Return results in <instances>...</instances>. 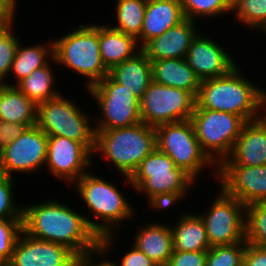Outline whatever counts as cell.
<instances>
[{
  "mask_svg": "<svg viewBox=\"0 0 266 266\" xmlns=\"http://www.w3.org/2000/svg\"><path fill=\"white\" fill-rule=\"evenodd\" d=\"M65 204L50 199L22 205L23 231L33 238L64 245L78 257L97 251L100 237L89 226L90 216Z\"/></svg>",
  "mask_w": 266,
  "mask_h": 266,
  "instance_id": "6da1fadb",
  "label": "cell"
},
{
  "mask_svg": "<svg viewBox=\"0 0 266 266\" xmlns=\"http://www.w3.org/2000/svg\"><path fill=\"white\" fill-rule=\"evenodd\" d=\"M238 65L223 76L201 81L195 109L239 115L246 122L266 113V91L245 77Z\"/></svg>",
  "mask_w": 266,
  "mask_h": 266,
  "instance_id": "7a4b0ae2",
  "label": "cell"
},
{
  "mask_svg": "<svg viewBox=\"0 0 266 266\" xmlns=\"http://www.w3.org/2000/svg\"><path fill=\"white\" fill-rule=\"evenodd\" d=\"M122 178L127 180L133 191L144 194L150 206L148 208L156 211L170 209L180 203L189 194L191 185L195 186L197 182L157 148L141 161L130 178Z\"/></svg>",
  "mask_w": 266,
  "mask_h": 266,
  "instance_id": "3957f363",
  "label": "cell"
},
{
  "mask_svg": "<svg viewBox=\"0 0 266 266\" xmlns=\"http://www.w3.org/2000/svg\"><path fill=\"white\" fill-rule=\"evenodd\" d=\"M114 184L88 171L73 186L81 197L80 200L85 202L89 213L92 212L90 216H94L95 220L90 218L89 226L100 238L118 233L120 223L135 217L136 209Z\"/></svg>",
  "mask_w": 266,
  "mask_h": 266,
  "instance_id": "277c9868",
  "label": "cell"
},
{
  "mask_svg": "<svg viewBox=\"0 0 266 266\" xmlns=\"http://www.w3.org/2000/svg\"><path fill=\"white\" fill-rule=\"evenodd\" d=\"M94 154L114 165L117 172L131 177L141 161L156 148L155 128L140 122L139 124L95 131Z\"/></svg>",
  "mask_w": 266,
  "mask_h": 266,
  "instance_id": "5b68a950",
  "label": "cell"
},
{
  "mask_svg": "<svg viewBox=\"0 0 266 266\" xmlns=\"http://www.w3.org/2000/svg\"><path fill=\"white\" fill-rule=\"evenodd\" d=\"M53 64L69 68L82 77L86 89L108 75L104 66L99 46V24H81L68 34L53 39Z\"/></svg>",
  "mask_w": 266,
  "mask_h": 266,
  "instance_id": "8992f818",
  "label": "cell"
},
{
  "mask_svg": "<svg viewBox=\"0 0 266 266\" xmlns=\"http://www.w3.org/2000/svg\"><path fill=\"white\" fill-rule=\"evenodd\" d=\"M63 94L37 104L36 125L48 136H63L82 143L92 154L95 149V128L91 116L73 99Z\"/></svg>",
  "mask_w": 266,
  "mask_h": 266,
  "instance_id": "52a82bcc",
  "label": "cell"
},
{
  "mask_svg": "<svg viewBox=\"0 0 266 266\" xmlns=\"http://www.w3.org/2000/svg\"><path fill=\"white\" fill-rule=\"evenodd\" d=\"M202 151L218 167L234 148L246 121L227 112L195 109L190 118Z\"/></svg>",
  "mask_w": 266,
  "mask_h": 266,
  "instance_id": "ba28073f",
  "label": "cell"
},
{
  "mask_svg": "<svg viewBox=\"0 0 266 266\" xmlns=\"http://www.w3.org/2000/svg\"><path fill=\"white\" fill-rule=\"evenodd\" d=\"M155 133L156 148L168 155L176 167L198 181L203 169L214 166L212 173L217 179V166L202 151L190 119L157 126Z\"/></svg>",
  "mask_w": 266,
  "mask_h": 266,
  "instance_id": "9c48e42d",
  "label": "cell"
},
{
  "mask_svg": "<svg viewBox=\"0 0 266 266\" xmlns=\"http://www.w3.org/2000/svg\"><path fill=\"white\" fill-rule=\"evenodd\" d=\"M86 91L97 102L96 105L103 114L97 120L94 118L97 121L93 125L95 131L130 127L141 122L140 100L109 75Z\"/></svg>",
  "mask_w": 266,
  "mask_h": 266,
  "instance_id": "30bf717a",
  "label": "cell"
},
{
  "mask_svg": "<svg viewBox=\"0 0 266 266\" xmlns=\"http://www.w3.org/2000/svg\"><path fill=\"white\" fill-rule=\"evenodd\" d=\"M196 107V96L182 89L154 81L140 100L141 122L151 127L189 120Z\"/></svg>",
  "mask_w": 266,
  "mask_h": 266,
  "instance_id": "8fae6325",
  "label": "cell"
},
{
  "mask_svg": "<svg viewBox=\"0 0 266 266\" xmlns=\"http://www.w3.org/2000/svg\"><path fill=\"white\" fill-rule=\"evenodd\" d=\"M217 194L211 206L208 207L210 210L199 214L204 221L210 246L246 243V206L235 197L228 195L222 188Z\"/></svg>",
  "mask_w": 266,
  "mask_h": 266,
  "instance_id": "7c38bea8",
  "label": "cell"
},
{
  "mask_svg": "<svg viewBox=\"0 0 266 266\" xmlns=\"http://www.w3.org/2000/svg\"><path fill=\"white\" fill-rule=\"evenodd\" d=\"M47 146L48 135L37 125L28 127L0 150V174L14 177L15 173L31 174L42 170L46 163Z\"/></svg>",
  "mask_w": 266,
  "mask_h": 266,
  "instance_id": "4fadbf2b",
  "label": "cell"
},
{
  "mask_svg": "<svg viewBox=\"0 0 266 266\" xmlns=\"http://www.w3.org/2000/svg\"><path fill=\"white\" fill-rule=\"evenodd\" d=\"M93 154L80 142L63 136H48L45 169L71 186L95 163Z\"/></svg>",
  "mask_w": 266,
  "mask_h": 266,
  "instance_id": "5bb4252c",
  "label": "cell"
},
{
  "mask_svg": "<svg viewBox=\"0 0 266 266\" xmlns=\"http://www.w3.org/2000/svg\"><path fill=\"white\" fill-rule=\"evenodd\" d=\"M217 180L220 188L245 206L266 202V165H219Z\"/></svg>",
  "mask_w": 266,
  "mask_h": 266,
  "instance_id": "9a60e30c",
  "label": "cell"
},
{
  "mask_svg": "<svg viewBox=\"0 0 266 266\" xmlns=\"http://www.w3.org/2000/svg\"><path fill=\"white\" fill-rule=\"evenodd\" d=\"M78 258L64 245L39 240L22 231L5 266H78Z\"/></svg>",
  "mask_w": 266,
  "mask_h": 266,
  "instance_id": "2e32d148",
  "label": "cell"
},
{
  "mask_svg": "<svg viewBox=\"0 0 266 266\" xmlns=\"http://www.w3.org/2000/svg\"><path fill=\"white\" fill-rule=\"evenodd\" d=\"M217 42L200 32L188 49L185 59L201 81L223 76L237 65L232 54Z\"/></svg>",
  "mask_w": 266,
  "mask_h": 266,
  "instance_id": "e0dca14e",
  "label": "cell"
},
{
  "mask_svg": "<svg viewBox=\"0 0 266 266\" xmlns=\"http://www.w3.org/2000/svg\"><path fill=\"white\" fill-rule=\"evenodd\" d=\"M220 165H266V113L244 124L231 155Z\"/></svg>",
  "mask_w": 266,
  "mask_h": 266,
  "instance_id": "ac0fdd59",
  "label": "cell"
},
{
  "mask_svg": "<svg viewBox=\"0 0 266 266\" xmlns=\"http://www.w3.org/2000/svg\"><path fill=\"white\" fill-rule=\"evenodd\" d=\"M196 26V22L185 19L160 36L148 41L142 47V51L150 61L186 58L193 39L200 32Z\"/></svg>",
  "mask_w": 266,
  "mask_h": 266,
  "instance_id": "d6986e66",
  "label": "cell"
},
{
  "mask_svg": "<svg viewBox=\"0 0 266 266\" xmlns=\"http://www.w3.org/2000/svg\"><path fill=\"white\" fill-rule=\"evenodd\" d=\"M183 20L185 16L180 0H147L143 28L139 35L140 47Z\"/></svg>",
  "mask_w": 266,
  "mask_h": 266,
  "instance_id": "ffe728a7",
  "label": "cell"
},
{
  "mask_svg": "<svg viewBox=\"0 0 266 266\" xmlns=\"http://www.w3.org/2000/svg\"><path fill=\"white\" fill-rule=\"evenodd\" d=\"M138 226L133 245L142 251L157 266H166L173 252L171 225L158 221Z\"/></svg>",
  "mask_w": 266,
  "mask_h": 266,
  "instance_id": "44dd1931",
  "label": "cell"
},
{
  "mask_svg": "<svg viewBox=\"0 0 266 266\" xmlns=\"http://www.w3.org/2000/svg\"><path fill=\"white\" fill-rule=\"evenodd\" d=\"M108 75L129 89L139 100L153 81L151 61L142 50L132 58L112 67Z\"/></svg>",
  "mask_w": 266,
  "mask_h": 266,
  "instance_id": "7402d4cb",
  "label": "cell"
},
{
  "mask_svg": "<svg viewBox=\"0 0 266 266\" xmlns=\"http://www.w3.org/2000/svg\"><path fill=\"white\" fill-rule=\"evenodd\" d=\"M151 64L154 82L190 91L197 96L201 80L185 58L151 61Z\"/></svg>",
  "mask_w": 266,
  "mask_h": 266,
  "instance_id": "603a6c76",
  "label": "cell"
},
{
  "mask_svg": "<svg viewBox=\"0 0 266 266\" xmlns=\"http://www.w3.org/2000/svg\"><path fill=\"white\" fill-rule=\"evenodd\" d=\"M109 24H99V46L104 66L110 70L115 65L132 58L142 50L138 40L112 29Z\"/></svg>",
  "mask_w": 266,
  "mask_h": 266,
  "instance_id": "cb8c5ba5",
  "label": "cell"
},
{
  "mask_svg": "<svg viewBox=\"0 0 266 266\" xmlns=\"http://www.w3.org/2000/svg\"><path fill=\"white\" fill-rule=\"evenodd\" d=\"M179 215L178 221L171 226L173 251H208L211 246L200 215L193 212Z\"/></svg>",
  "mask_w": 266,
  "mask_h": 266,
  "instance_id": "d4e9b609",
  "label": "cell"
},
{
  "mask_svg": "<svg viewBox=\"0 0 266 266\" xmlns=\"http://www.w3.org/2000/svg\"><path fill=\"white\" fill-rule=\"evenodd\" d=\"M8 82L0 83V121L36 124L37 105Z\"/></svg>",
  "mask_w": 266,
  "mask_h": 266,
  "instance_id": "484cf974",
  "label": "cell"
},
{
  "mask_svg": "<svg viewBox=\"0 0 266 266\" xmlns=\"http://www.w3.org/2000/svg\"><path fill=\"white\" fill-rule=\"evenodd\" d=\"M53 56V39L46 44L37 43L29 46H24L19 41L9 76L13 73L16 85L33 70L47 65L50 60H53Z\"/></svg>",
  "mask_w": 266,
  "mask_h": 266,
  "instance_id": "4316f807",
  "label": "cell"
},
{
  "mask_svg": "<svg viewBox=\"0 0 266 266\" xmlns=\"http://www.w3.org/2000/svg\"><path fill=\"white\" fill-rule=\"evenodd\" d=\"M53 69L49 62L47 65L33 70L29 76L23 78L15 86L36 105L51 100L61 94L54 88L56 79Z\"/></svg>",
  "mask_w": 266,
  "mask_h": 266,
  "instance_id": "83f0119b",
  "label": "cell"
},
{
  "mask_svg": "<svg viewBox=\"0 0 266 266\" xmlns=\"http://www.w3.org/2000/svg\"><path fill=\"white\" fill-rule=\"evenodd\" d=\"M147 0H116L115 22L109 25L112 29L138 40L141 34L145 16Z\"/></svg>",
  "mask_w": 266,
  "mask_h": 266,
  "instance_id": "f1b7e54d",
  "label": "cell"
},
{
  "mask_svg": "<svg viewBox=\"0 0 266 266\" xmlns=\"http://www.w3.org/2000/svg\"><path fill=\"white\" fill-rule=\"evenodd\" d=\"M231 11L244 27L266 34V0H232Z\"/></svg>",
  "mask_w": 266,
  "mask_h": 266,
  "instance_id": "f546056e",
  "label": "cell"
},
{
  "mask_svg": "<svg viewBox=\"0 0 266 266\" xmlns=\"http://www.w3.org/2000/svg\"><path fill=\"white\" fill-rule=\"evenodd\" d=\"M245 241L266 248V202L245 207Z\"/></svg>",
  "mask_w": 266,
  "mask_h": 266,
  "instance_id": "4dcf8cb0",
  "label": "cell"
},
{
  "mask_svg": "<svg viewBox=\"0 0 266 266\" xmlns=\"http://www.w3.org/2000/svg\"><path fill=\"white\" fill-rule=\"evenodd\" d=\"M232 0H180L185 19L198 22L203 19L214 18L222 14H231Z\"/></svg>",
  "mask_w": 266,
  "mask_h": 266,
  "instance_id": "1f68e13d",
  "label": "cell"
},
{
  "mask_svg": "<svg viewBox=\"0 0 266 266\" xmlns=\"http://www.w3.org/2000/svg\"><path fill=\"white\" fill-rule=\"evenodd\" d=\"M246 243L211 246L207 253L206 266H243Z\"/></svg>",
  "mask_w": 266,
  "mask_h": 266,
  "instance_id": "d6a6232c",
  "label": "cell"
},
{
  "mask_svg": "<svg viewBox=\"0 0 266 266\" xmlns=\"http://www.w3.org/2000/svg\"><path fill=\"white\" fill-rule=\"evenodd\" d=\"M22 231L23 219L0 220V266H5L10 261Z\"/></svg>",
  "mask_w": 266,
  "mask_h": 266,
  "instance_id": "836d02e7",
  "label": "cell"
},
{
  "mask_svg": "<svg viewBox=\"0 0 266 266\" xmlns=\"http://www.w3.org/2000/svg\"><path fill=\"white\" fill-rule=\"evenodd\" d=\"M13 178L0 174V220L23 219V206L16 204L14 200L15 180Z\"/></svg>",
  "mask_w": 266,
  "mask_h": 266,
  "instance_id": "e575fe53",
  "label": "cell"
},
{
  "mask_svg": "<svg viewBox=\"0 0 266 266\" xmlns=\"http://www.w3.org/2000/svg\"><path fill=\"white\" fill-rule=\"evenodd\" d=\"M15 24L8 26L0 34V83H4L9 78L8 75L20 41L13 30Z\"/></svg>",
  "mask_w": 266,
  "mask_h": 266,
  "instance_id": "d590c367",
  "label": "cell"
},
{
  "mask_svg": "<svg viewBox=\"0 0 266 266\" xmlns=\"http://www.w3.org/2000/svg\"><path fill=\"white\" fill-rule=\"evenodd\" d=\"M118 234H108L100 238V248L97 251L78 258V266H117L114 259H108L107 254L113 249L114 239ZM105 256V257H104ZM101 260H97V258ZM106 258V259H105ZM105 259V260H104ZM97 260V261H96Z\"/></svg>",
  "mask_w": 266,
  "mask_h": 266,
  "instance_id": "8d00e7d4",
  "label": "cell"
},
{
  "mask_svg": "<svg viewBox=\"0 0 266 266\" xmlns=\"http://www.w3.org/2000/svg\"><path fill=\"white\" fill-rule=\"evenodd\" d=\"M208 251H173L166 266H206Z\"/></svg>",
  "mask_w": 266,
  "mask_h": 266,
  "instance_id": "74e56055",
  "label": "cell"
},
{
  "mask_svg": "<svg viewBox=\"0 0 266 266\" xmlns=\"http://www.w3.org/2000/svg\"><path fill=\"white\" fill-rule=\"evenodd\" d=\"M36 124H21L0 121V150L20 136L28 127Z\"/></svg>",
  "mask_w": 266,
  "mask_h": 266,
  "instance_id": "f35d334b",
  "label": "cell"
},
{
  "mask_svg": "<svg viewBox=\"0 0 266 266\" xmlns=\"http://www.w3.org/2000/svg\"><path fill=\"white\" fill-rule=\"evenodd\" d=\"M131 245V249L122 255V259L120 257V262H115L117 266H157L142 251Z\"/></svg>",
  "mask_w": 266,
  "mask_h": 266,
  "instance_id": "ab89813d",
  "label": "cell"
},
{
  "mask_svg": "<svg viewBox=\"0 0 266 266\" xmlns=\"http://www.w3.org/2000/svg\"><path fill=\"white\" fill-rule=\"evenodd\" d=\"M243 266H266V248L246 243Z\"/></svg>",
  "mask_w": 266,
  "mask_h": 266,
  "instance_id": "60d3db41",
  "label": "cell"
},
{
  "mask_svg": "<svg viewBox=\"0 0 266 266\" xmlns=\"http://www.w3.org/2000/svg\"><path fill=\"white\" fill-rule=\"evenodd\" d=\"M18 0H0V22L16 23V11ZM16 10V11H15Z\"/></svg>",
  "mask_w": 266,
  "mask_h": 266,
  "instance_id": "b9f144b4",
  "label": "cell"
},
{
  "mask_svg": "<svg viewBox=\"0 0 266 266\" xmlns=\"http://www.w3.org/2000/svg\"><path fill=\"white\" fill-rule=\"evenodd\" d=\"M14 23H1L0 22V34L10 25H12Z\"/></svg>",
  "mask_w": 266,
  "mask_h": 266,
  "instance_id": "7bdbcfd3",
  "label": "cell"
}]
</instances>
